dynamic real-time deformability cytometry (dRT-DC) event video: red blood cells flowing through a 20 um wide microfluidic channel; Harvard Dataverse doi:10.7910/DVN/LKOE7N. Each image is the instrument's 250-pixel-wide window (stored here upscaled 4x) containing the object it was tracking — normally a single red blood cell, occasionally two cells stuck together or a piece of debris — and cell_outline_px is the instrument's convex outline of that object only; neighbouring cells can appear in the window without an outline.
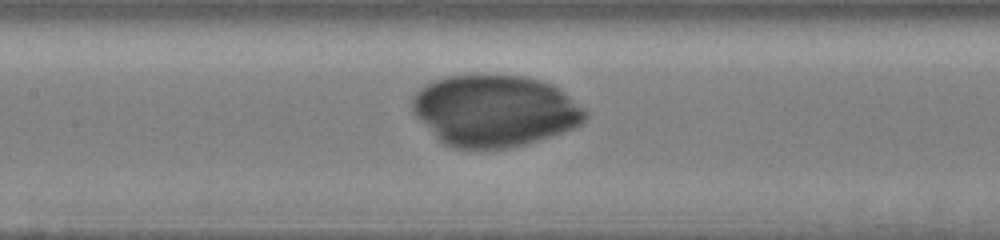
{"species": "human", "species_latin": "Homo sapiens", "temperature_condition": "cold", "stored_images_in_passage": 23, "camera_frame_rate_fps": 3000, "um_per_image_px": 0.085, "donor": {"sex": "male"}, "frame": {"image": 1, "passage_image": 7, "time_ms": 2.0, "image_size_px": [1000, 240], "cell_outline_px": [[588, 116], [580, 124], [572, 128], [540, 140], [508, 148], [448, 148], [412, 112], [412, 96], [424, 84], [432, 80], [448, 76], [524, 76], [540, 80], [552, 84], [564, 92], [584, 108], [588, 112]], "centroid_in_image_um": [42.04, 9.41], "position_along_channel_um": 165.4, "area_um2": 71.79}}
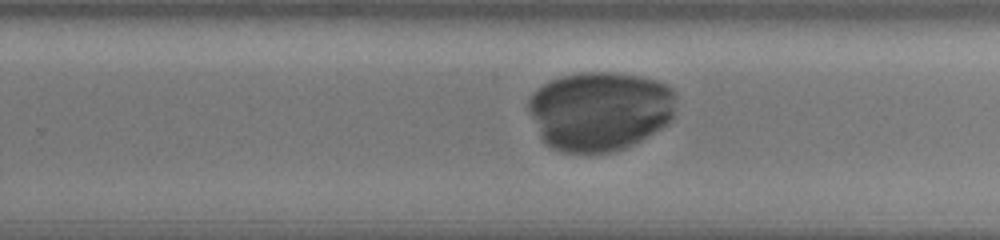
{"frame": {"image": 2, "passage_image": 14, "time_ms": 4.333, "image_size_px": [1000, 240], "cell_outline_px": [[676, 100], [672, 120], [668, 124], [648, 136], [624, 148], [612, 152], [560, 152], [544, 144], [540, 136], [528, 108], [528, 100], [532, 92], [544, 84], [560, 76], [580, 72], [612, 72], [640, 76], [656, 80], [672, 88], [676, 92]], "centroid_in_image_um": [51.0, 9.42], "position_along_channel_um": 278.8, "area_um2": 68.67}}
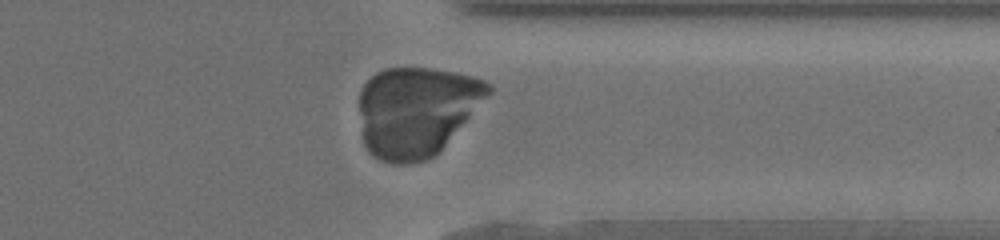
{"frame": {"image": 3, "passage_image": 20, "time_ms": 6.333, "image_size_px": [1000, 240], "cell_outline_px": [[492, 92], [440, 152], [436, 156], [428, 160], [408, 164], [392, 164], [380, 160], [372, 156], [368, 152], [364, 144], [360, 112], [360, 92], [364, 84], [376, 72], [384, 68], [432, 68], [456, 72], [472, 76], [484, 80], [492, 84]], "centroid_in_image_um": [35.42, 9.47], "position_along_channel_um": 376.0, "area_um2": 68.26}}